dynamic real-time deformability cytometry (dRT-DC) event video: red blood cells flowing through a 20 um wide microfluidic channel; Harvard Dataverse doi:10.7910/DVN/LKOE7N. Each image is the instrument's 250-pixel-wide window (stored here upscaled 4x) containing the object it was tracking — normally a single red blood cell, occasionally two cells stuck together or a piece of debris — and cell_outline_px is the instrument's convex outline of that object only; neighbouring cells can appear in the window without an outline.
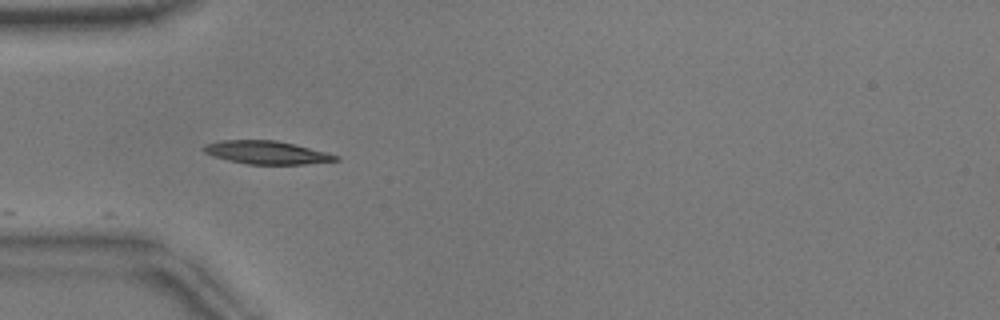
{"species": "common noctule bat (a hibernating species)", "species_latin": "Nyctalus noctula", "temperature_condition": "warm", "stored_images_in_passage": 8, "camera_frame_rate_fps": 3000, "um_per_image_px": 0.085, "animal": {"sex": "male", "body_mass_g": 17.9}, "frame": {"image": 1, "passage_image": 1, "time_ms": 0.0, "image_size_px": [1000, 320], "cell_outline_px": [[340, 160], [304, 164], [248, 164], [228, 160], [212, 156], [204, 152], [200, 148], [204, 144], [224, 140], [276, 140], [328, 152], [340, 156]], "centroid_in_image_um": [22.66, 12.96], "position_along_channel_um": 62.3, "area_um2": 17.86}}
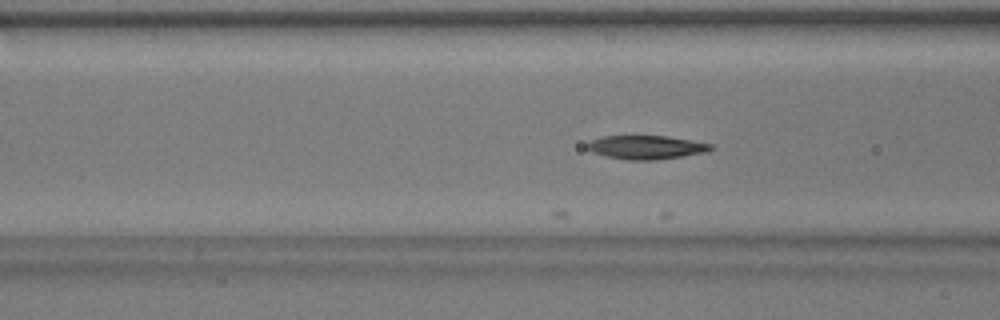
{"frame": {"image": 2, "passage_image": 5, "time_ms": 1.333, "image_size_px": [1000, 320], "cell_outline_px": [[712, 148], [708, 152], [684, 156], [656, 160], [628, 160], [604, 156], [592, 152], [588, 148], [588, 144], [592, 140], [604, 136], [664, 136], [712, 144]], "centroid_in_image_um": [54.93, 12.53], "position_along_channel_um": 111.7, "area_um2": 16.88}}